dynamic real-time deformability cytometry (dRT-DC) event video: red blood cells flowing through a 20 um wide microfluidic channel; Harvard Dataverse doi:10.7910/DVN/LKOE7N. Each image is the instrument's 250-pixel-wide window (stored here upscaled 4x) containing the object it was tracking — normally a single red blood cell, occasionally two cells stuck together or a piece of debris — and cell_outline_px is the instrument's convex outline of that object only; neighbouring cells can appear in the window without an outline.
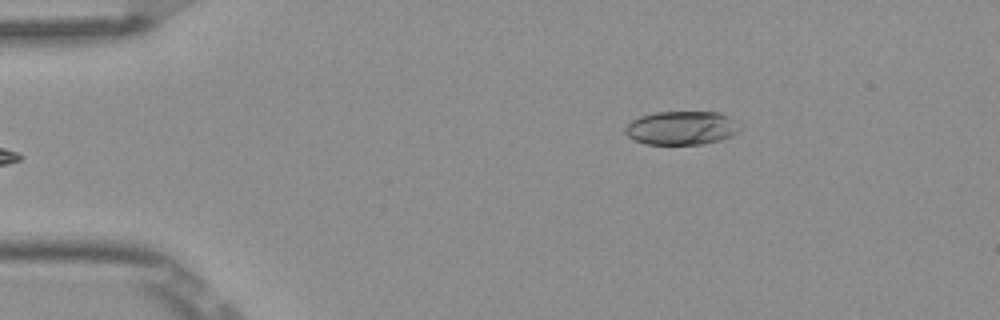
{"species": "Egyptian fruit bat (a non-hibernating species)", "species_latin": "Rousettus aegyptiacus", "temperature_condition": "room temperature", "stored_images_in_passage": 5, "camera_frame_rate_fps": 3000, "um_per_image_px": 0.085, "frame": {"image": 1, "passage_image": 5, "time_ms": 1.333, "image_size_px": [1000, 320], "cell_outline_px": [[740, 128], [732, 136], [720, 140], [704, 144], [644, 144], [628, 136], [624, 132], [624, 128], [632, 120], [640, 116], [656, 112], [720, 112], [728, 116]], "centroid_in_image_um": [57.9, 10.88], "position_along_channel_um": 27.1, "area_um2": 22.37}}